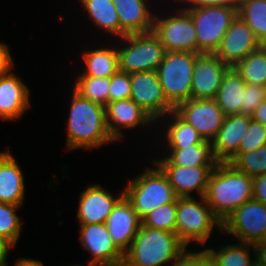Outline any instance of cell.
<instances>
[{"label":"cell","instance_id":"cell-1","mask_svg":"<svg viewBox=\"0 0 266 266\" xmlns=\"http://www.w3.org/2000/svg\"><path fill=\"white\" fill-rule=\"evenodd\" d=\"M67 125L66 149H93L116 142L106 125L105 106L82 97L73 89Z\"/></svg>","mask_w":266,"mask_h":266},{"label":"cell","instance_id":"cell-2","mask_svg":"<svg viewBox=\"0 0 266 266\" xmlns=\"http://www.w3.org/2000/svg\"><path fill=\"white\" fill-rule=\"evenodd\" d=\"M204 198L223 222L227 216L253 199V177L230 163H217L212 170Z\"/></svg>","mask_w":266,"mask_h":266},{"label":"cell","instance_id":"cell-3","mask_svg":"<svg viewBox=\"0 0 266 266\" xmlns=\"http://www.w3.org/2000/svg\"><path fill=\"white\" fill-rule=\"evenodd\" d=\"M186 249L177 234L144 225L140 226L129 249L124 253V266H173ZM167 262H170L167 264Z\"/></svg>","mask_w":266,"mask_h":266},{"label":"cell","instance_id":"cell-4","mask_svg":"<svg viewBox=\"0 0 266 266\" xmlns=\"http://www.w3.org/2000/svg\"><path fill=\"white\" fill-rule=\"evenodd\" d=\"M216 226L222 232V221L211 210L204 196L200 200L194 196L177 198L176 234L186 247L191 241L204 245Z\"/></svg>","mask_w":266,"mask_h":266},{"label":"cell","instance_id":"cell-5","mask_svg":"<svg viewBox=\"0 0 266 266\" xmlns=\"http://www.w3.org/2000/svg\"><path fill=\"white\" fill-rule=\"evenodd\" d=\"M124 196L141 219L155 208L178 198L167 177L156 164L155 168L145 169L131 180L124 188Z\"/></svg>","mask_w":266,"mask_h":266},{"label":"cell","instance_id":"cell-6","mask_svg":"<svg viewBox=\"0 0 266 266\" xmlns=\"http://www.w3.org/2000/svg\"><path fill=\"white\" fill-rule=\"evenodd\" d=\"M198 53L167 52L156 70L164 96L175 109L191 97L193 68Z\"/></svg>","mask_w":266,"mask_h":266},{"label":"cell","instance_id":"cell-7","mask_svg":"<svg viewBox=\"0 0 266 266\" xmlns=\"http://www.w3.org/2000/svg\"><path fill=\"white\" fill-rule=\"evenodd\" d=\"M192 17L197 37V53L214 54L238 15V7H185Z\"/></svg>","mask_w":266,"mask_h":266},{"label":"cell","instance_id":"cell-8","mask_svg":"<svg viewBox=\"0 0 266 266\" xmlns=\"http://www.w3.org/2000/svg\"><path fill=\"white\" fill-rule=\"evenodd\" d=\"M123 47L117 46L119 70L126 73L156 71L167 53L153 32L128 34L122 37Z\"/></svg>","mask_w":266,"mask_h":266},{"label":"cell","instance_id":"cell-9","mask_svg":"<svg viewBox=\"0 0 266 266\" xmlns=\"http://www.w3.org/2000/svg\"><path fill=\"white\" fill-rule=\"evenodd\" d=\"M153 32L167 52L188 51L197 53V37L191 15L180 10L164 18L154 16Z\"/></svg>","mask_w":266,"mask_h":266},{"label":"cell","instance_id":"cell-10","mask_svg":"<svg viewBox=\"0 0 266 266\" xmlns=\"http://www.w3.org/2000/svg\"><path fill=\"white\" fill-rule=\"evenodd\" d=\"M266 230V205L251 199L233 211L222 222V231L238 241L255 243L264 238Z\"/></svg>","mask_w":266,"mask_h":266},{"label":"cell","instance_id":"cell-11","mask_svg":"<svg viewBox=\"0 0 266 266\" xmlns=\"http://www.w3.org/2000/svg\"><path fill=\"white\" fill-rule=\"evenodd\" d=\"M130 98L155 122L174 111L164 96L156 71L131 73Z\"/></svg>","mask_w":266,"mask_h":266},{"label":"cell","instance_id":"cell-12","mask_svg":"<svg viewBox=\"0 0 266 266\" xmlns=\"http://www.w3.org/2000/svg\"><path fill=\"white\" fill-rule=\"evenodd\" d=\"M174 111L192 125L205 141L211 142L223 124L225 115L215 99H188Z\"/></svg>","mask_w":266,"mask_h":266},{"label":"cell","instance_id":"cell-13","mask_svg":"<svg viewBox=\"0 0 266 266\" xmlns=\"http://www.w3.org/2000/svg\"><path fill=\"white\" fill-rule=\"evenodd\" d=\"M229 68L215 54H198L193 68L190 98L214 99Z\"/></svg>","mask_w":266,"mask_h":266},{"label":"cell","instance_id":"cell-14","mask_svg":"<svg viewBox=\"0 0 266 266\" xmlns=\"http://www.w3.org/2000/svg\"><path fill=\"white\" fill-rule=\"evenodd\" d=\"M261 46V42L253 31L237 15L214 54L229 67H234L249 53L259 49Z\"/></svg>","mask_w":266,"mask_h":266},{"label":"cell","instance_id":"cell-15","mask_svg":"<svg viewBox=\"0 0 266 266\" xmlns=\"http://www.w3.org/2000/svg\"><path fill=\"white\" fill-rule=\"evenodd\" d=\"M80 243L93 255L90 263L114 265L123 263L124 254L114 244L105 223L80 224Z\"/></svg>","mask_w":266,"mask_h":266},{"label":"cell","instance_id":"cell-16","mask_svg":"<svg viewBox=\"0 0 266 266\" xmlns=\"http://www.w3.org/2000/svg\"><path fill=\"white\" fill-rule=\"evenodd\" d=\"M105 225L114 244L124 254L140 229L142 219L123 196L113 207Z\"/></svg>","mask_w":266,"mask_h":266},{"label":"cell","instance_id":"cell-17","mask_svg":"<svg viewBox=\"0 0 266 266\" xmlns=\"http://www.w3.org/2000/svg\"><path fill=\"white\" fill-rule=\"evenodd\" d=\"M123 196L124 191L114 198L112 193L99 184L87 186L79 197V224L105 223L113 207Z\"/></svg>","mask_w":266,"mask_h":266},{"label":"cell","instance_id":"cell-18","mask_svg":"<svg viewBox=\"0 0 266 266\" xmlns=\"http://www.w3.org/2000/svg\"><path fill=\"white\" fill-rule=\"evenodd\" d=\"M251 119V116L244 114L225 116L222 126L211 141L212 153L218 163H229L236 156Z\"/></svg>","mask_w":266,"mask_h":266},{"label":"cell","instance_id":"cell-19","mask_svg":"<svg viewBox=\"0 0 266 266\" xmlns=\"http://www.w3.org/2000/svg\"><path fill=\"white\" fill-rule=\"evenodd\" d=\"M106 125L117 142L123 136L120 129H134L140 125L149 126L154 120L131 98L108 102L105 105Z\"/></svg>","mask_w":266,"mask_h":266},{"label":"cell","instance_id":"cell-20","mask_svg":"<svg viewBox=\"0 0 266 266\" xmlns=\"http://www.w3.org/2000/svg\"><path fill=\"white\" fill-rule=\"evenodd\" d=\"M168 179L178 197L193 196L195 191L202 197L206 193L209 176L215 166L156 165Z\"/></svg>","mask_w":266,"mask_h":266},{"label":"cell","instance_id":"cell-21","mask_svg":"<svg viewBox=\"0 0 266 266\" xmlns=\"http://www.w3.org/2000/svg\"><path fill=\"white\" fill-rule=\"evenodd\" d=\"M28 86L12 72L0 75V119L13 121L21 118L30 106Z\"/></svg>","mask_w":266,"mask_h":266},{"label":"cell","instance_id":"cell-22","mask_svg":"<svg viewBox=\"0 0 266 266\" xmlns=\"http://www.w3.org/2000/svg\"><path fill=\"white\" fill-rule=\"evenodd\" d=\"M148 0H112L120 21V38L128 34L153 31L154 14Z\"/></svg>","mask_w":266,"mask_h":266},{"label":"cell","instance_id":"cell-23","mask_svg":"<svg viewBox=\"0 0 266 266\" xmlns=\"http://www.w3.org/2000/svg\"><path fill=\"white\" fill-rule=\"evenodd\" d=\"M9 151L0 152V203L22 206L25 196L23 173Z\"/></svg>","mask_w":266,"mask_h":266},{"label":"cell","instance_id":"cell-24","mask_svg":"<svg viewBox=\"0 0 266 266\" xmlns=\"http://www.w3.org/2000/svg\"><path fill=\"white\" fill-rule=\"evenodd\" d=\"M170 151L160 160H153L156 165L177 166H216L217 161L212 153L211 142L204 141L187 147H168Z\"/></svg>","mask_w":266,"mask_h":266},{"label":"cell","instance_id":"cell-25","mask_svg":"<svg viewBox=\"0 0 266 266\" xmlns=\"http://www.w3.org/2000/svg\"><path fill=\"white\" fill-rule=\"evenodd\" d=\"M245 86L246 83L241 75L234 67H230L224 74L214 98L225 116L241 114Z\"/></svg>","mask_w":266,"mask_h":266},{"label":"cell","instance_id":"cell-26","mask_svg":"<svg viewBox=\"0 0 266 266\" xmlns=\"http://www.w3.org/2000/svg\"><path fill=\"white\" fill-rule=\"evenodd\" d=\"M82 57L86 69L78 76L112 77L119 70L117 47L87 50Z\"/></svg>","mask_w":266,"mask_h":266},{"label":"cell","instance_id":"cell-27","mask_svg":"<svg viewBox=\"0 0 266 266\" xmlns=\"http://www.w3.org/2000/svg\"><path fill=\"white\" fill-rule=\"evenodd\" d=\"M96 27L120 37V21L112 0H80Z\"/></svg>","mask_w":266,"mask_h":266},{"label":"cell","instance_id":"cell-28","mask_svg":"<svg viewBox=\"0 0 266 266\" xmlns=\"http://www.w3.org/2000/svg\"><path fill=\"white\" fill-rule=\"evenodd\" d=\"M169 115V116H168ZM165 118H171L168 121L165 135L169 147H187L195 144H201L205 140L199 135L198 131L186 121H184L175 111L165 115ZM173 119V121H172Z\"/></svg>","mask_w":266,"mask_h":266},{"label":"cell","instance_id":"cell-29","mask_svg":"<svg viewBox=\"0 0 266 266\" xmlns=\"http://www.w3.org/2000/svg\"><path fill=\"white\" fill-rule=\"evenodd\" d=\"M238 15L266 45V0H239Z\"/></svg>","mask_w":266,"mask_h":266},{"label":"cell","instance_id":"cell-30","mask_svg":"<svg viewBox=\"0 0 266 266\" xmlns=\"http://www.w3.org/2000/svg\"><path fill=\"white\" fill-rule=\"evenodd\" d=\"M249 247H253L252 243L241 242L237 245L226 244L218 251L214 248L206 249L215 266H252L255 258H251Z\"/></svg>","mask_w":266,"mask_h":266},{"label":"cell","instance_id":"cell-31","mask_svg":"<svg viewBox=\"0 0 266 266\" xmlns=\"http://www.w3.org/2000/svg\"><path fill=\"white\" fill-rule=\"evenodd\" d=\"M234 68L245 83L266 86V45L249 53Z\"/></svg>","mask_w":266,"mask_h":266},{"label":"cell","instance_id":"cell-32","mask_svg":"<svg viewBox=\"0 0 266 266\" xmlns=\"http://www.w3.org/2000/svg\"><path fill=\"white\" fill-rule=\"evenodd\" d=\"M73 89L87 100L105 106L109 102L110 77L77 76Z\"/></svg>","mask_w":266,"mask_h":266},{"label":"cell","instance_id":"cell-33","mask_svg":"<svg viewBox=\"0 0 266 266\" xmlns=\"http://www.w3.org/2000/svg\"><path fill=\"white\" fill-rule=\"evenodd\" d=\"M238 171L251 177L266 173V144L247 153H236L229 162Z\"/></svg>","mask_w":266,"mask_h":266},{"label":"cell","instance_id":"cell-34","mask_svg":"<svg viewBox=\"0 0 266 266\" xmlns=\"http://www.w3.org/2000/svg\"><path fill=\"white\" fill-rule=\"evenodd\" d=\"M177 200L155 208L142 218V225L176 233Z\"/></svg>","mask_w":266,"mask_h":266},{"label":"cell","instance_id":"cell-35","mask_svg":"<svg viewBox=\"0 0 266 266\" xmlns=\"http://www.w3.org/2000/svg\"><path fill=\"white\" fill-rule=\"evenodd\" d=\"M21 206L0 203V236H3L16 245L20 237L21 222L15 213Z\"/></svg>","mask_w":266,"mask_h":266},{"label":"cell","instance_id":"cell-36","mask_svg":"<svg viewBox=\"0 0 266 266\" xmlns=\"http://www.w3.org/2000/svg\"><path fill=\"white\" fill-rule=\"evenodd\" d=\"M266 144V126L261 122L251 119L247 131L241 139L236 153L254 151Z\"/></svg>","mask_w":266,"mask_h":266},{"label":"cell","instance_id":"cell-37","mask_svg":"<svg viewBox=\"0 0 266 266\" xmlns=\"http://www.w3.org/2000/svg\"><path fill=\"white\" fill-rule=\"evenodd\" d=\"M109 102L129 99L131 95V74L118 70L110 77Z\"/></svg>","mask_w":266,"mask_h":266},{"label":"cell","instance_id":"cell-38","mask_svg":"<svg viewBox=\"0 0 266 266\" xmlns=\"http://www.w3.org/2000/svg\"><path fill=\"white\" fill-rule=\"evenodd\" d=\"M266 99V86L246 83L241 114L251 116L255 108Z\"/></svg>","mask_w":266,"mask_h":266},{"label":"cell","instance_id":"cell-39","mask_svg":"<svg viewBox=\"0 0 266 266\" xmlns=\"http://www.w3.org/2000/svg\"><path fill=\"white\" fill-rule=\"evenodd\" d=\"M253 199L266 205V173L253 177Z\"/></svg>","mask_w":266,"mask_h":266},{"label":"cell","instance_id":"cell-40","mask_svg":"<svg viewBox=\"0 0 266 266\" xmlns=\"http://www.w3.org/2000/svg\"><path fill=\"white\" fill-rule=\"evenodd\" d=\"M189 3L188 7L226 6L238 7L239 0H181Z\"/></svg>","mask_w":266,"mask_h":266},{"label":"cell","instance_id":"cell-41","mask_svg":"<svg viewBox=\"0 0 266 266\" xmlns=\"http://www.w3.org/2000/svg\"><path fill=\"white\" fill-rule=\"evenodd\" d=\"M13 58L11 57L8 45L0 42V75L7 73L13 68Z\"/></svg>","mask_w":266,"mask_h":266},{"label":"cell","instance_id":"cell-42","mask_svg":"<svg viewBox=\"0 0 266 266\" xmlns=\"http://www.w3.org/2000/svg\"><path fill=\"white\" fill-rule=\"evenodd\" d=\"M173 266H199V251L189 252L185 249Z\"/></svg>","mask_w":266,"mask_h":266},{"label":"cell","instance_id":"cell-43","mask_svg":"<svg viewBox=\"0 0 266 266\" xmlns=\"http://www.w3.org/2000/svg\"><path fill=\"white\" fill-rule=\"evenodd\" d=\"M252 250L254 253L253 256H255L254 260L255 263L261 265V266H266V242L264 241H258L255 243H252Z\"/></svg>","mask_w":266,"mask_h":266},{"label":"cell","instance_id":"cell-44","mask_svg":"<svg viewBox=\"0 0 266 266\" xmlns=\"http://www.w3.org/2000/svg\"><path fill=\"white\" fill-rule=\"evenodd\" d=\"M14 244L7 238L0 236V266L7 262L10 248H14Z\"/></svg>","mask_w":266,"mask_h":266},{"label":"cell","instance_id":"cell-45","mask_svg":"<svg viewBox=\"0 0 266 266\" xmlns=\"http://www.w3.org/2000/svg\"><path fill=\"white\" fill-rule=\"evenodd\" d=\"M251 118L255 121L261 122L264 126H266V99L255 108Z\"/></svg>","mask_w":266,"mask_h":266},{"label":"cell","instance_id":"cell-46","mask_svg":"<svg viewBox=\"0 0 266 266\" xmlns=\"http://www.w3.org/2000/svg\"><path fill=\"white\" fill-rule=\"evenodd\" d=\"M3 266H8V263L6 262ZM14 266H44V264L38 260L21 257L15 262Z\"/></svg>","mask_w":266,"mask_h":266},{"label":"cell","instance_id":"cell-47","mask_svg":"<svg viewBox=\"0 0 266 266\" xmlns=\"http://www.w3.org/2000/svg\"><path fill=\"white\" fill-rule=\"evenodd\" d=\"M199 266H215L206 248L199 251Z\"/></svg>","mask_w":266,"mask_h":266},{"label":"cell","instance_id":"cell-48","mask_svg":"<svg viewBox=\"0 0 266 266\" xmlns=\"http://www.w3.org/2000/svg\"><path fill=\"white\" fill-rule=\"evenodd\" d=\"M71 266V265H70ZM72 266H97L96 264L90 263L88 261V265H72Z\"/></svg>","mask_w":266,"mask_h":266},{"label":"cell","instance_id":"cell-49","mask_svg":"<svg viewBox=\"0 0 266 266\" xmlns=\"http://www.w3.org/2000/svg\"><path fill=\"white\" fill-rule=\"evenodd\" d=\"M97 266H124L123 263L114 264V265H97Z\"/></svg>","mask_w":266,"mask_h":266},{"label":"cell","instance_id":"cell-50","mask_svg":"<svg viewBox=\"0 0 266 266\" xmlns=\"http://www.w3.org/2000/svg\"><path fill=\"white\" fill-rule=\"evenodd\" d=\"M261 241L266 242V230H265V233H264V238Z\"/></svg>","mask_w":266,"mask_h":266},{"label":"cell","instance_id":"cell-51","mask_svg":"<svg viewBox=\"0 0 266 266\" xmlns=\"http://www.w3.org/2000/svg\"><path fill=\"white\" fill-rule=\"evenodd\" d=\"M252 266H261V265H259V264H257V263H254Z\"/></svg>","mask_w":266,"mask_h":266}]
</instances>
